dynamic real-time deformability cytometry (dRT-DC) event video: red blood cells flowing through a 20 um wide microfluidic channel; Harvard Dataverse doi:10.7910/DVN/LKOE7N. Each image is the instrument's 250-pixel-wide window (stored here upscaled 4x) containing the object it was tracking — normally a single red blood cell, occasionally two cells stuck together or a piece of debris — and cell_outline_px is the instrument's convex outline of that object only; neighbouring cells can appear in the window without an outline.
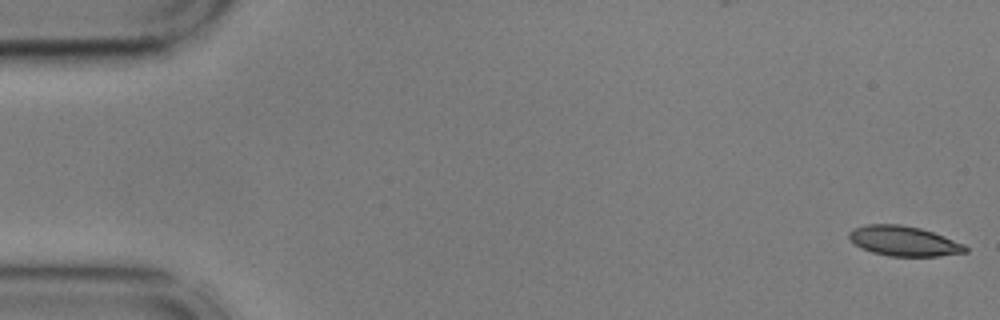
{"species": "common noctule bat (a hibernating species)", "species_latin": "Nyctalus noctula", "temperature_condition": "cold", "stored_images_in_passage": 55, "camera_frame_rate_fps": 3000, "um_per_image_px": 0.085, "animal": {"sex": "male", "body_mass_g": 17.9, "forearm_length_mm": 54.2}, "frame": {"image": 1, "passage_image": 1, "time_ms": 0.0, "image_size_px": [1000, 320], "cell_outline_px": [[968, 252], [936, 256], [888, 256], [872, 252], [860, 248], [848, 236], [848, 232], [856, 228], [868, 224], [900, 224], [920, 228], [944, 236], [964, 244], [968, 248]], "centroid_in_image_um": [76.84, 20.49], "position_along_channel_um": 8.2, "area_um2": 20.17}}
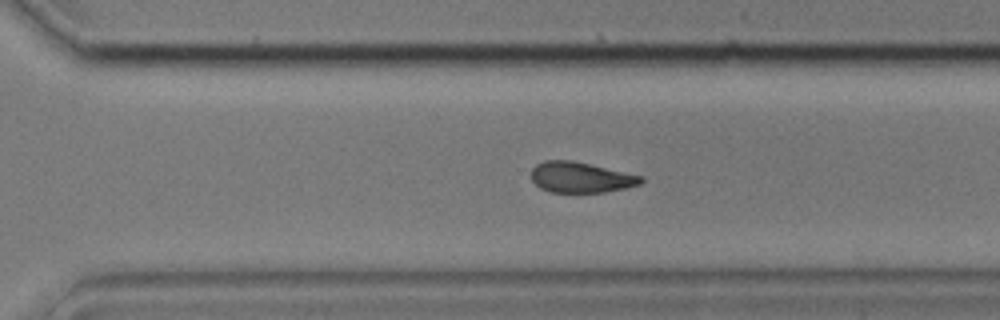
{"frame": {"image": 2, "passage_image": 38, "time_ms": 12.333, "image_size_px": [1000, 320], "cell_outline_px": [[644, 180], [640, 184], [624, 188], [604, 192], [552, 192], [540, 188], [532, 180], [532, 168], [536, 164], [544, 160], [572, 160], [644, 176]], "centroid_in_image_um": [49.37, 15.06], "position_along_channel_um": 321.2, "area_um2": 19.54}}
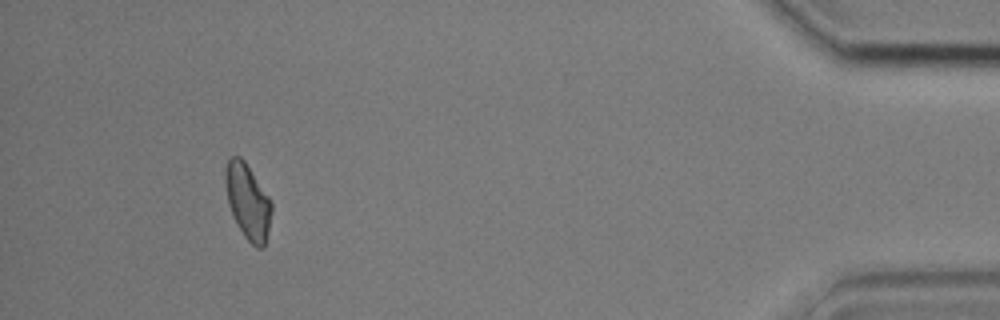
{"frame": {"image": 3, "passage_image": 51, "time_ms": 16.667, "image_size_px": [1000, 320], "cell_outline_px": [[272, 212], [264, 248], [256, 248], [244, 236], [232, 216], [228, 204], [224, 180], [224, 172], [228, 160], [232, 156], [240, 156], [244, 160], [268, 196], [272, 204]], "centroid_in_image_um": [21.04, 17.13], "position_along_channel_um": 414.2, "area_um2": 20.23}, "authors_computed_cell_mechanics": {"area_um2": 20.5768, "velocity_mm_per_s": 3.6118, "shape_relaxation_time_tau1_ms": 6.8109, "shape_relaxation_time_tau2_ms": 5.7415, "deformation_change_tau1": 0.1312, "deformation_change_tau2": 0.1128}}